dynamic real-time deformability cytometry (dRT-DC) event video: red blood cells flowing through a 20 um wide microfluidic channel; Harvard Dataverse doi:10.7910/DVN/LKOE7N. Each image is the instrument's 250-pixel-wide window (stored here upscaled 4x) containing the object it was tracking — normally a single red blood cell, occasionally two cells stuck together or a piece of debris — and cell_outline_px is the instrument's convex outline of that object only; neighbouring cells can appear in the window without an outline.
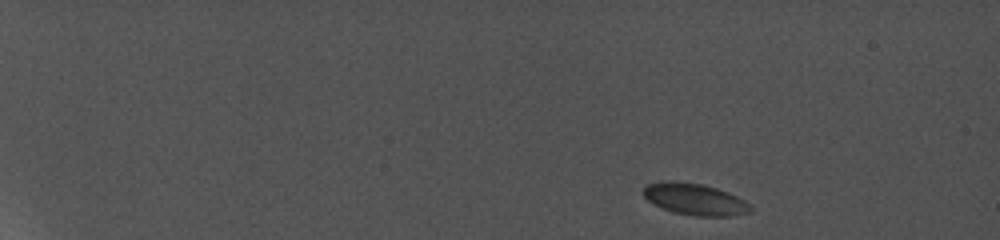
{"species": "common noctule bat (a hibernating species)", "species_latin": "Nyctalus noctula", "temperature_condition": "cold", "stored_images_in_passage": 7, "camera_frame_rate_fps": 5000, "um_per_image_px": 0.085, "animal": {"sex": "female", "body_mass_g": 19.0, "forearm_length_mm": 56.7}, "frame": {"image": 1, "passage_image": 1, "time_ms": 0.0, "image_size_px": [1000, 240], "cell_outline_px": [[752, 212], [732, 216], [692, 216], [672, 212], [648, 200], [640, 192], [648, 184], [700, 184], [716, 188], [728, 192], [744, 200], [752, 208]], "centroid_in_image_um": [59.14, 17.0], "position_along_channel_um": 25.9, "area_um2": 18.9}}
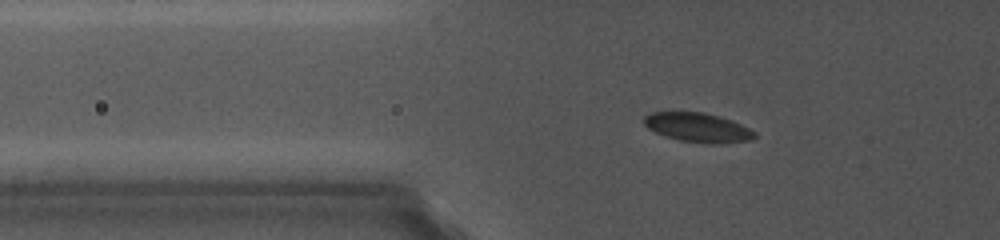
{"frame": {"image": 2, "passage_image": 6, "time_ms": 5.0, "image_size_px": [1000, 240], "cell_outline_px": [[756, 136], [752, 140], [716, 144], [704, 144], [680, 140], [664, 136], [648, 128], [644, 124], [644, 116], [652, 112], [700, 112], [716, 116], [740, 124], [756, 132]], "centroid_in_image_um": [59.3, 10.86], "position_along_channel_um": 66.5, "area_um2": 18.67}}